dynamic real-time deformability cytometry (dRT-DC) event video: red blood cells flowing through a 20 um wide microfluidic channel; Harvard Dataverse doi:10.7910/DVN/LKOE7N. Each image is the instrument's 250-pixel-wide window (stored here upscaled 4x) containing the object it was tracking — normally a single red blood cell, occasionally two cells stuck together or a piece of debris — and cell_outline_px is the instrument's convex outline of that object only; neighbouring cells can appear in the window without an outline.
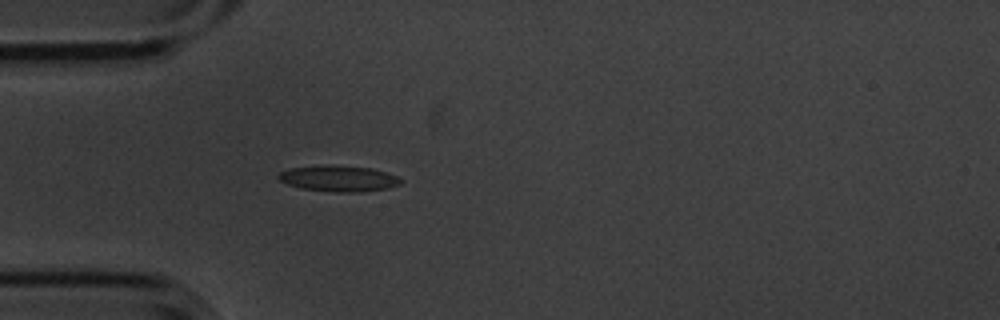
{"species": "common noctule bat (a hibernating species)", "species_latin": "Nyctalus noctula", "temperature_condition": "cold", "stored_images_in_passage": 41, "camera_frame_rate_fps": 3000, "um_per_image_px": 0.085, "animal": {"sex": "male", "body_mass_g": 20.1, "forearm_length_mm": 53.5}, "frame": {"image": 1, "passage_image": 1, "time_ms": 0.0, "image_size_px": [1000, 320], "cell_outline_px": [[404, 180], [400, 184], [388, 188], [360, 192], [336, 192], [300, 188], [288, 184], [280, 180], [276, 176], [280, 172], [288, 168], [372, 168], [396, 176]], "centroid_in_image_um": [28.82, 15.23], "position_along_channel_um": 56.2, "area_um2": 17.4}}
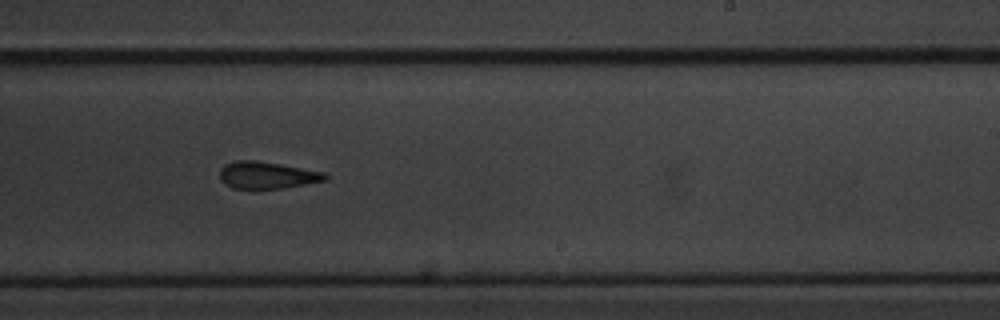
{"frame": {"image": 2, "passage_image": 19, "time_ms": 6.0, "image_size_px": [1000, 320], "cell_outline_px": [[328, 180], [280, 188], [232, 188], [224, 184], [220, 180], [220, 168], [224, 164], [236, 160], [252, 160], [280, 164], [324, 172], [328, 176]], "centroid_in_image_um": [22.66, 14.88], "position_along_channel_um": 266.3, "area_um2": 16.47}}
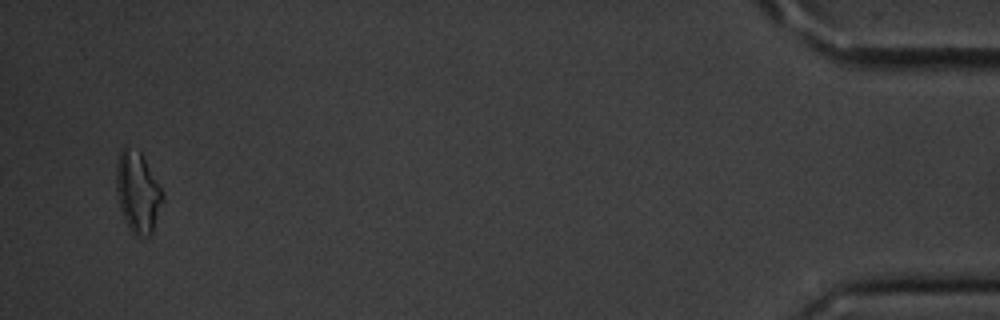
{"frame": {"image": 3, "passage_image": 39, "time_ms": 12.667, "image_size_px": [1000, 320], "cell_outline_px": [[164, 200], [152, 232], [148, 236], [136, 236], [128, 228], [124, 220], [120, 208], [116, 192], [116, 164], [120, 148], [128, 148], [140, 152], [164, 192]], "centroid_in_image_um": [11.7, 16.36], "position_along_channel_um": 423.5, "area_um2": 21.91}, "authors_computed_cell_mechanics": {"area_um2": 17.3978, "velocity_mm_per_s": 3.5763, "shape_relaxation_time_tau1_ms": 3.3999, "shape_relaxation_time_tau2_ms": 3.755, "deformation_change_tau1": 0.0941, "deformation_change_tau2": 0.1273}}